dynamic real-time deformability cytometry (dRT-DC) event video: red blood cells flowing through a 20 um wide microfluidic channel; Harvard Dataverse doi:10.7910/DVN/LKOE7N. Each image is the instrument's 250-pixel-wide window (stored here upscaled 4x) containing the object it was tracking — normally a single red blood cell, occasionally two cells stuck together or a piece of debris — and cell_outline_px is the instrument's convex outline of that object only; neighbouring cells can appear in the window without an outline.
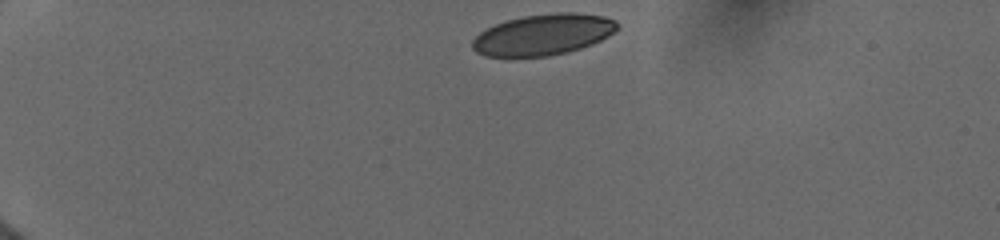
{"species": "human", "species_latin": "Homo sapiens", "temperature_condition": "cold", "stored_images_in_passage": 44, "camera_frame_rate_fps": 3000, "um_per_image_px": 0.085, "donor": {"sex": "female"}, "frame": {"image": 1, "passage_image": 1, "time_ms": 0.0, "image_size_px": [1000, 240], "cell_outline_px": [[616, 28], [608, 36], [592, 44], [568, 52], [548, 56], [484, 56], [476, 52], [472, 48], [472, 40], [480, 32], [496, 24], [508, 20], [524, 16], [556, 12], [572, 12], [604, 16], [616, 20]], "centroid_in_image_um": [46.15, 2.94], "position_along_channel_um": 38.8, "area_um2": 34.33}}
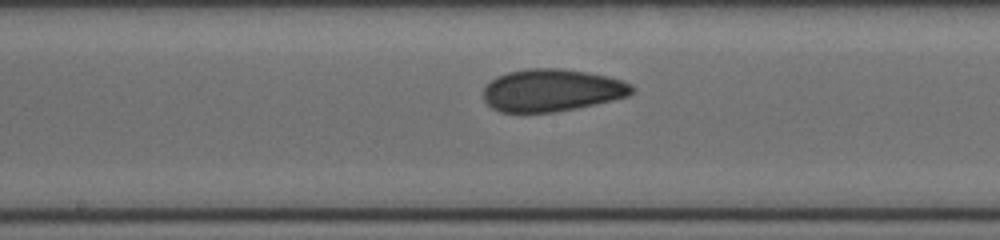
{"frame": {"image": 2, "passage_image": 28, "time_ms": 6.0, "image_size_px": [1000, 240], "cell_outline_px": [[636, 88], [628, 96], [612, 100], [576, 108], [556, 112], [500, 112], [492, 108], [484, 100], [484, 88], [496, 76], [508, 72], [528, 68], [560, 68], [588, 72], [608, 76], [624, 80], [632, 84]], "centroid_in_image_um": [46.93, 7.66], "position_along_channel_um": 201.3, "area_um2": 36.82}}
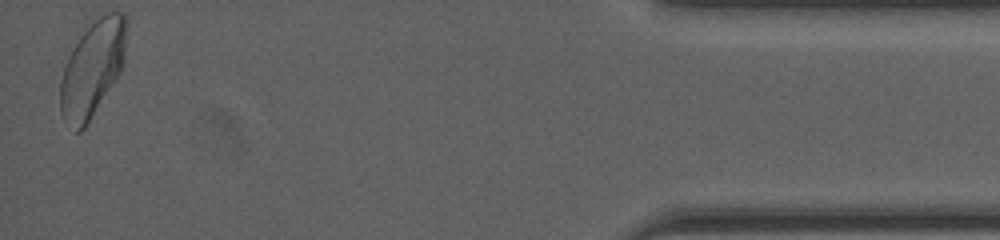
{"frame": {"image": 3, "passage_image": 44, "time_ms": 13.333, "image_size_px": [1000, 240], "cell_outline_px": [[128, 24], [124, 64], [120, 72], [84, 128], [80, 132], [76, 132], [64, 120], [60, 112], [60, 80], [68, 56], [84, 24], [108, 12], [124, 12], [128, 20]], "centroid_in_image_um": [7.86, 5.74], "position_along_channel_um": 427.3, "area_um2": 37.57}, "authors_computed_cell_mechanics": {"area_um2": 36.6163, "velocity_mm_per_s": 3.94, "shape_relaxation_time_tau1_ms": 3.4985, "shape_relaxation_time_tau2_ms": 1.1444, "deformation_change_tau1": 0.1157, "deformation_change_tau2": 0.0635}}